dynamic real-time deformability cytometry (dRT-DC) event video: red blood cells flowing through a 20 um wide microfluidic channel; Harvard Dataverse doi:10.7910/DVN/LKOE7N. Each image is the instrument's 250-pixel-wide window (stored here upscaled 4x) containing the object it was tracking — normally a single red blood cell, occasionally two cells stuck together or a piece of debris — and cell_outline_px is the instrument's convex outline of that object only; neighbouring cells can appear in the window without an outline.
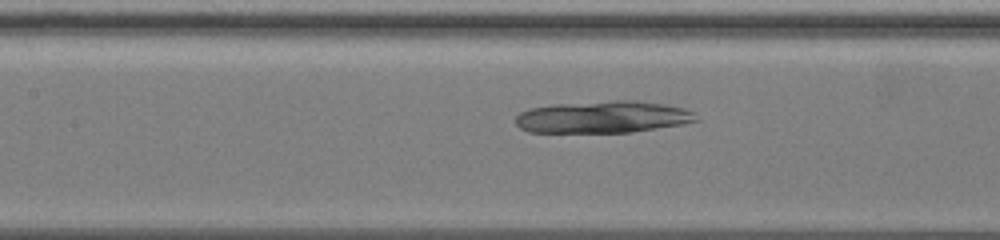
{"species": "common noctule bat (a hibernating species)", "species_latin": "Nyctalus noctula", "temperature_condition": "warm", "stored_images_in_passage": 50, "camera_frame_rate_fps": 3000, "um_per_image_px": 0.085, "animal": {"sex": "female", "body_mass_g": 19.5, "forearm_length_mm": 54.1}, "frame": {"image": 1, "passage_image": 26, "time_ms": 12.0, "image_size_px": [1000, 240], "cell_outline_px": [[700, 120], [680, 124], [632, 132], [528, 132], [520, 128], [516, 124], [516, 116], [520, 112], [528, 108], [552, 104], [616, 100], [636, 100], [664, 104], [684, 108], [692, 112]], "centroid_in_image_um": [51.21, 9.93], "position_along_channel_um": 156.2, "area_um2": 33.7}}
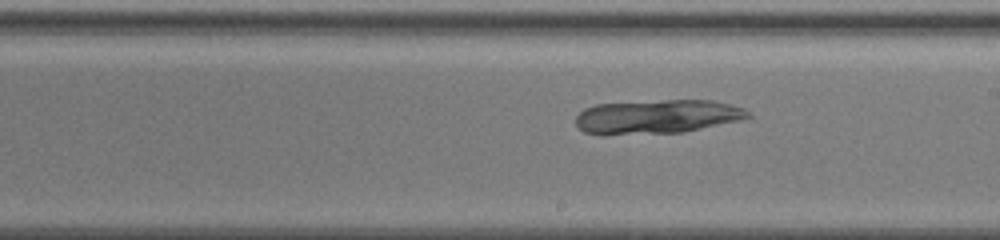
{"frame": {"image": 2, "passage_image": 31, "time_ms": 14.667, "image_size_px": [1000, 240], "cell_outline_px": [[752, 120], [684, 132], [604, 136], [600, 136], [584, 132], [576, 124], [576, 116], [584, 108], [596, 104], [664, 100], [712, 100], [744, 108], [752, 116]], "centroid_in_image_um": [55.92, 9.94], "position_along_channel_um": 233.1, "area_um2": 35.2}}